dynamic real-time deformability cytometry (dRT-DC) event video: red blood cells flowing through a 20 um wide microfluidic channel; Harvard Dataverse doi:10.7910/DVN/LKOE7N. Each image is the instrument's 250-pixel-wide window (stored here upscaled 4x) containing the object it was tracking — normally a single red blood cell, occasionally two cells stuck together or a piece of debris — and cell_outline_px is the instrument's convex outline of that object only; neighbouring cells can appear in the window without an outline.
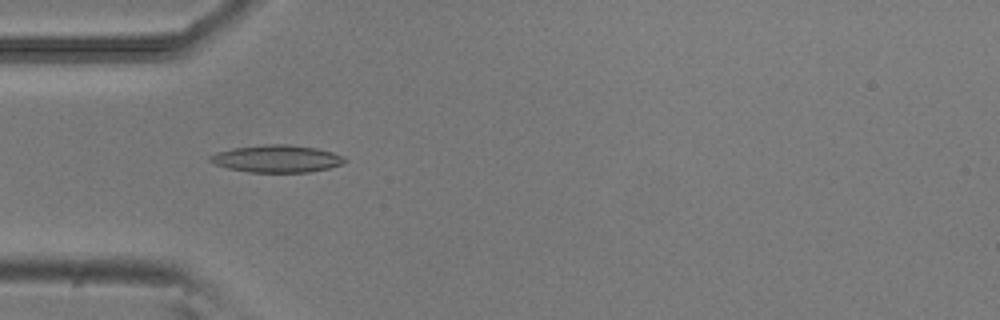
{"species": "common noctule bat (a hibernating species)", "species_latin": "Nyctalus noctula", "temperature_condition": "room temperature", "stored_images_in_passage": 38, "camera_frame_rate_fps": 3000, "um_per_image_px": 0.085, "animal": {"sex": "male", "body_mass_g": 20.5, "forearm_length_mm": 52.5}, "frame": {"image": 1, "passage_image": 16, "time_ms": 5.0, "image_size_px": [1000, 320], "cell_outline_px": [[348, 160], [344, 164], [328, 168], [308, 172], [248, 172], [228, 168], [216, 164], [208, 160], [208, 156], [216, 152], [232, 148], [268, 144], [288, 144], [316, 148], [332, 152], [344, 156]], "centroid_in_image_um": [23.54, 13.49], "position_along_channel_um": 61.5, "area_um2": 21.5}}
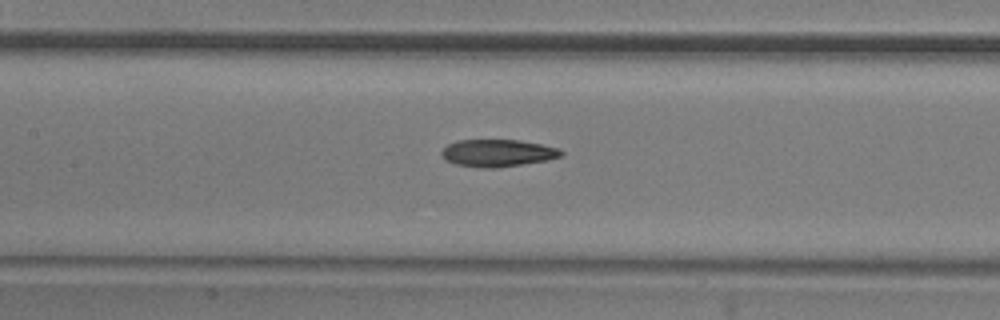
{"frame": {"image": 2, "passage_image": 24, "time_ms": 7.667, "image_size_px": [1000, 320], "cell_outline_px": [[564, 152], [560, 156], [548, 160], [496, 168], [484, 168], [456, 164], [444, 160], [440, 152], [448, 144], [456, 140], [520, 140], [560, 148]], "centroid_in_image_um": [42.29, 13.0], "position_along_channel_um": 165.1, "area_um2": 19.02}}
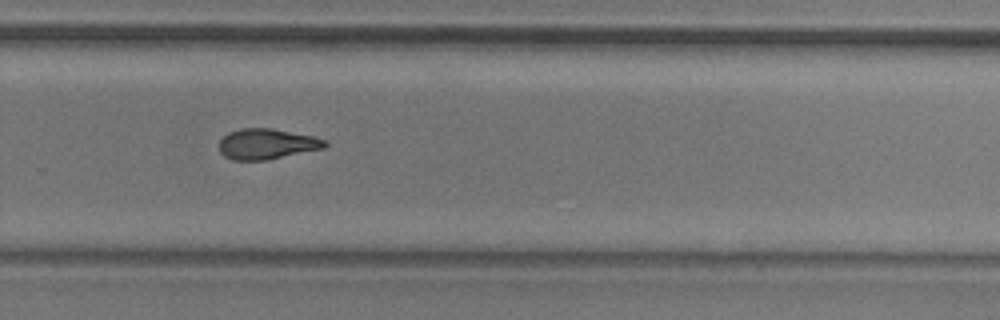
{"frame": {"image": 3, "passage_image": 35, "time_ms": 11.333, "image_size_px": [1000, 320], "cell_outline_px": [[328, 144], [324, 148], [268, 160], [232, 160], [224, 156], [220, 152], [220, 140], [228, 132], [240, 128], [272, 128], [312, 136], [328, 140]], "centroid_in_image_um": [22.69, 12.24], "position_along_channel_um": 307.1, "area_um2": 18.9}}